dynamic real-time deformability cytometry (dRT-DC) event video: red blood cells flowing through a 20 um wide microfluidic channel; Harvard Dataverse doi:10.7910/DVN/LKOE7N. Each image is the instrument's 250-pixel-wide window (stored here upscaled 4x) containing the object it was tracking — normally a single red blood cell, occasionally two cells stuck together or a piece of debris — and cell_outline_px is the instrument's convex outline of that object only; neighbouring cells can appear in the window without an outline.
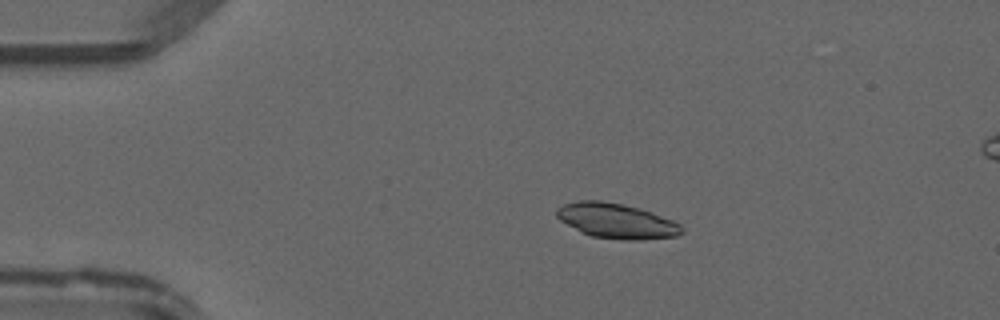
{"species": "common noctule bat (a hibernating species)", "species_latin": "Nyctalus noctula", "temperature_condition": "warm", "stored_images_in_passage": 48, "camera_frame_rate_fps": 3000, "um_per_image_px": 0.085, "animal": {"sex": "male", "forearm_length_mm": 52.5}, "frame": {"image": 1, "passage_image": 10, "time_ms": 3.0, "image_size_px": [1000, 320], "cell_outline_px": [[684, 232], [676, 236], [640, 240], [624, 240], [592, 236], [580, 232], [560, 220], [556, 216], [556, 208], [564, 204], [576, 200], [600, 200], [640, 208], [652, 212], [672, 220], [680, 224], [684, 228]], "centroid_in_image_um": [52.39, 18.77], "position_along_channel_um": 32.6, "area_um2": 25.61}}
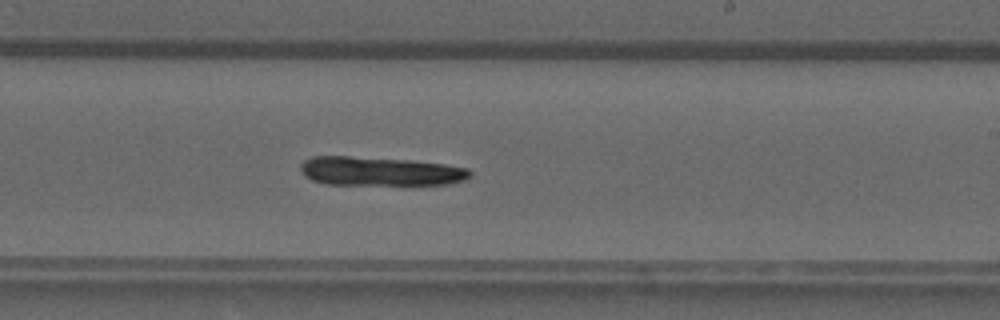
{"frame": {"image": 2, "passage_image": 29, "time_ms": 9.333, "image_size_px": [1000, 320], "cell_outline_px": [[472, 176], [464, 180], [448, 184], [324, 184], [312, 180], [304, 176], [300, 168], [300, 164], [304, 160], [312, 156], [348, 156], [408, 160], [444, 164], [468, 168], [472, 172]], "centroid_in_image_um": [32.28, 14.55], "position_along_channel_um": 256.7, "area_um2": 28.5}}
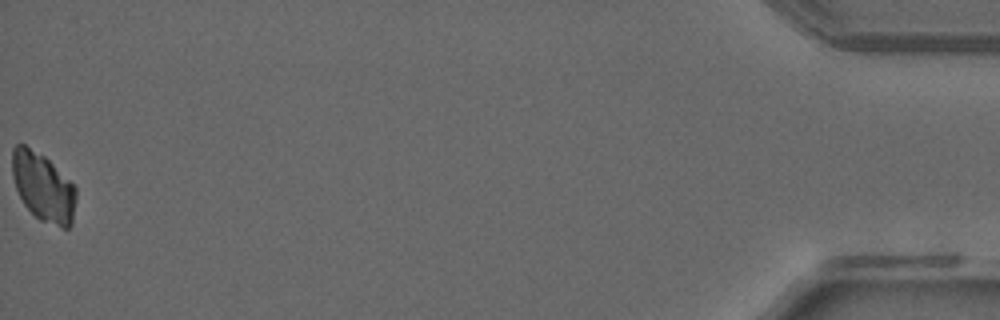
{"frame": {"image": 3, "passage_image": 48, "time_ms": 15.667, "image_size_px": [1000, 320], "cell_outline_px": [[76, 200], [72, 224], [68, 228], [64, 228], [40, 220], [24, 204], [16, 188], [12, 176], [12, 148], [16, 144], [24, 144], [44, 156], [76, 188]], "centroid_in_image_um": [3.66, 15.9], "position_along_channel_um": 431.5, "area_um2": 25.2}}